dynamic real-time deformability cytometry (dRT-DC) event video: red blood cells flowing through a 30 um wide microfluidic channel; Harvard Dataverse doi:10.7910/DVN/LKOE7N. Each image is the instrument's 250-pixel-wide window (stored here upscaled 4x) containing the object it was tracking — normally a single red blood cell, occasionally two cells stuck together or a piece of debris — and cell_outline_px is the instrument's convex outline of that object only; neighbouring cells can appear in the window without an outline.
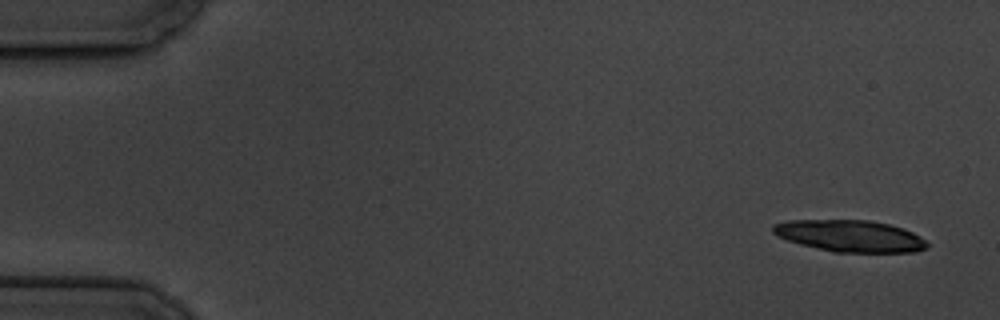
{"species": "common noctule bat (a hibernating species)", "species_latin": "Nyctalus noctula", "temperature_condition": "cold", "stored_images_in_passage": 13, "camera_frame_rate_fps": 3000, "um_per_image_px": 0.085, "animal": {"sex": "male", "body_mass_g": 19.5, "forearm_length_mm": 54.6}, "frame": {"image": 1, "passage_image": 1, "time_ms": 0.0, "image_size_px": [1000, 320], "cell_outline_px": [[928, 248], [916, 252], [836, 252], [800, 244], [776, 236], [772, 232], [772, 224], [788, 220], [868, 220], [888, 224], [904, 228], [920, 236], [928, 244]], "centroid_in_image_um": [72.25, 20.05], "position_along_channel_um": 12.7, "area_um2": 28.5}}
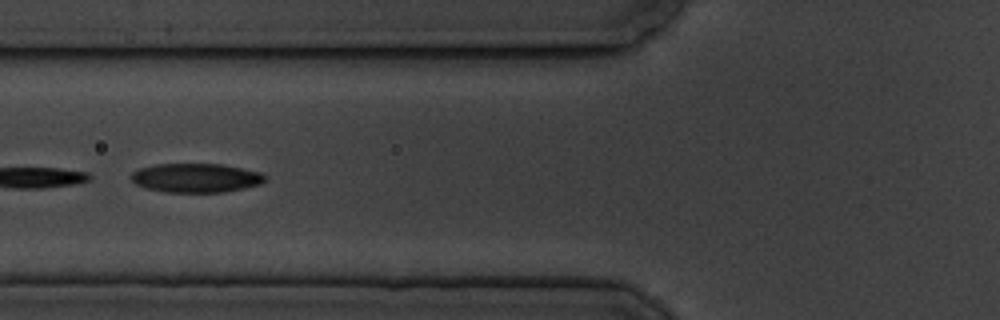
{"frame": {"image": 2, "passage_image": 6, "time_ms": 6.667, "image_size_px": [1000, 320], "cell_outline_px": [[264, 180], [260, 184], [244, 188], [224, 192], [164, 192], [144, 188], [136, 184], [128, 176], [132, 172], [140, 168], [156, 164], [220, 164], [260, 172], [264, 176]], "centroid_in_image_um": [16.59, 15.12], "position_along_channel_um": 109.2, "area_um2": 22.6}}